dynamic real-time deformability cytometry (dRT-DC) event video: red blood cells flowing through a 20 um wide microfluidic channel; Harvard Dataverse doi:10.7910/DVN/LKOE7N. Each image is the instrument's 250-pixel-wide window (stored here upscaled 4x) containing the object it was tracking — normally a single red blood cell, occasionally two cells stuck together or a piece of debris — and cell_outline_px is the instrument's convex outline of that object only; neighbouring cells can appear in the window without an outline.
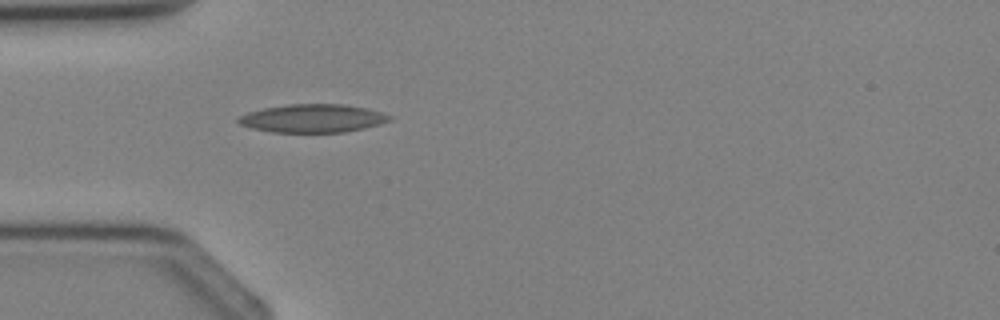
{"species": "Egyptian fruit bat (a non-hibernating species)", "species_latin": "Rousettus aegyptiacus", "temperature_condition": "cold", "stored_images_in_passage": 4, "camera_frame_rate_fps": 3000, "um_per_image_px": 0.085, "animal": {"sex": "female"}, "frame": {"image": 1, "passage_image": 4, "time_ms": 3.667, "image_size_px": [1000, 320], "cell_outline_px": [[392, 120], [380, 124], [364, 128], [344, 132], [272, 132], [252, 128], [240, 124], [236, 120], [236, 116], [248, 112], [264, 108], [288, 104], [344, 104], [368, 108], [392, 116]], "centroid_in_image_um": [26.57, 10.05], "position_along_channel_um": 58.4, "area_um2": 24.97}}